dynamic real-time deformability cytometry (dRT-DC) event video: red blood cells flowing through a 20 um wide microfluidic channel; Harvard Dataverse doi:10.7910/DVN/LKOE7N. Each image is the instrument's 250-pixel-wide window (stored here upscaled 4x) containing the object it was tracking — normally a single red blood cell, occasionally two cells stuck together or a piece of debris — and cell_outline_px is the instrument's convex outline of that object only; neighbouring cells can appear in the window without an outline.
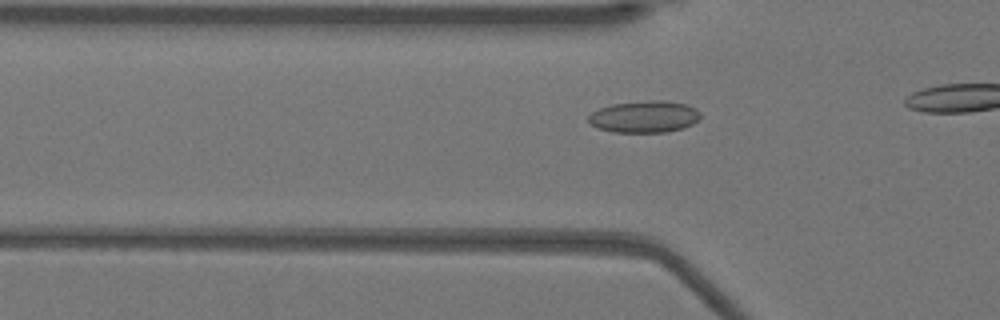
{"species": "Egyptian fruit bat (a non-hibernating species)", "species_latin": "Rousettus aegyptiacus", "temperature_condition": "warm", "stored_images_in_passage": 15, "camera_frame_rate_fps": 3000, "um_per_image_px": 0.085, "animal": {"sex": "female"}, "frame": {"image": 1, "passage_image": 9, "time_ms": 2.667, "image_size_px": [1000, 320], "cell_outline_px": [[700, 116], [692, 124], [684, 128], [668, 132], [616, 132], [600, 128], [592, 124], [588, 120], [588, 116], [592, 112], [600, 108], [612, 104], [652, 100], [660, 100], [684, 104], [696, 108], [700, 112]], "centroid_in_image_um": [54.79, 9.92], "position_along_channel_um": 71.0, "area_um2": 20.52}}
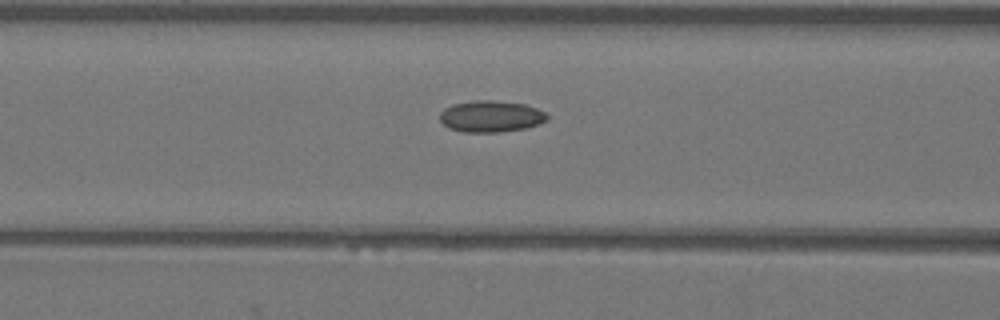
{"frame": {"image": 2, "passage_image": 13, "time_ms": 4.0, "image_size_px": [1000, 320], "cell_outline_px": [[548, 120], [524, 128], [500, 132], [464, 132], [448, 128], [440, 120], [440, 112], [444, 108], [452, 104], [476, 100], [492, 100], [524, 104], [536, 108], [544, 112], [548, 116]], "centroid_in_image_um": [41.69, 9.89], "position_along_channel_um": 124.9, "area_um2": 19.59}}